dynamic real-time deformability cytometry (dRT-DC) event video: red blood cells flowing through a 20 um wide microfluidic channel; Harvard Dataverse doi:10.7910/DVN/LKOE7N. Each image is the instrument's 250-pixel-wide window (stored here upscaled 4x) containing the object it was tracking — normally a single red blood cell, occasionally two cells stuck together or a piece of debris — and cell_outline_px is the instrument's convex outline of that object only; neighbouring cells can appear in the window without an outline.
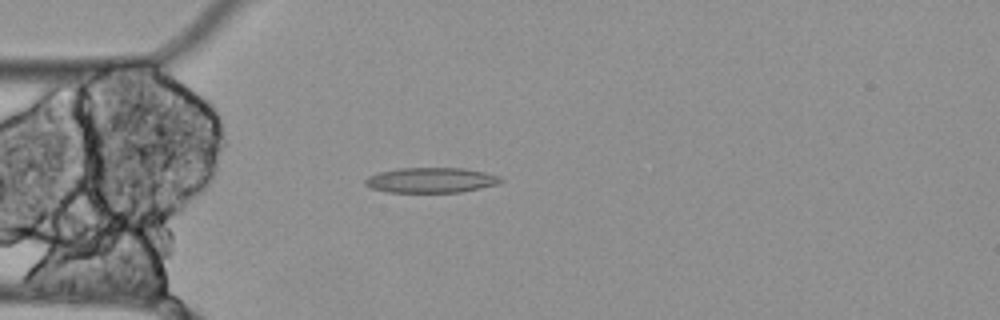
{"species": "Egyptian fruit bat (a non-hibernating species)", "species_latin": "Rousettus aegyptiacus", "temperature_condition": "cold", "stored_images_in_passage": 56, "camera_frame_rate_fps": 3000, "um_per_image_px": 0.085, "animal": {"sex": "female"}, "frame": {"image": 1, "passage_image": 15, "time_ms": 4.667, "image_size_px": [1000, 320], "cell_outline_px": [[504, 180], [500, 184], [460, 192], [388, 192], [372, 188], [364, 184], [364, 180], [368, 176], [380, 172], [396, 168], [464, 168], [484, 172], [500, 176]], "centroid_in_image_um": [36.66, 15.31], "position_along_channel_um": 48.3, "area_um2": 19.94}}
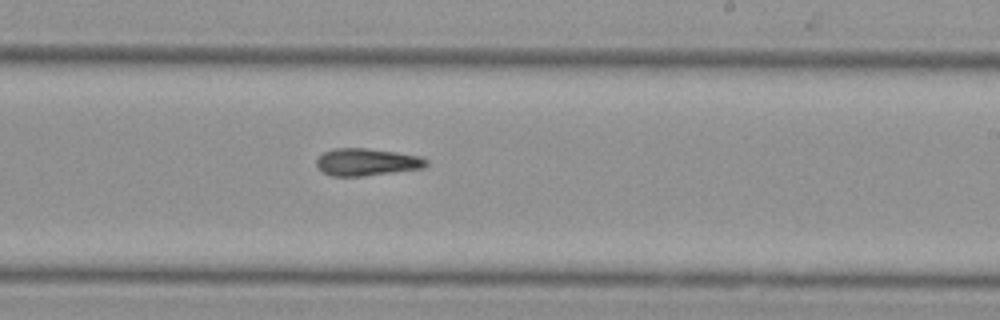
{"frame": {"image": 2, "passage_image": 33, "time_ms": 10.667, "image_size_px": [1000, 320], "cell_outline_px": [[428, 164], [424, 168], [364, 176], [332, 176], [324, 172], [316, 164], [316, 160], [324, 152], [336, 148], [364, 148], [396, 152], [420, 156], [428, 160]], "centroid_in_image_um": [31.2, 13.77], "position_along_channel_um": 257.8, "area_um2": 17.34}}
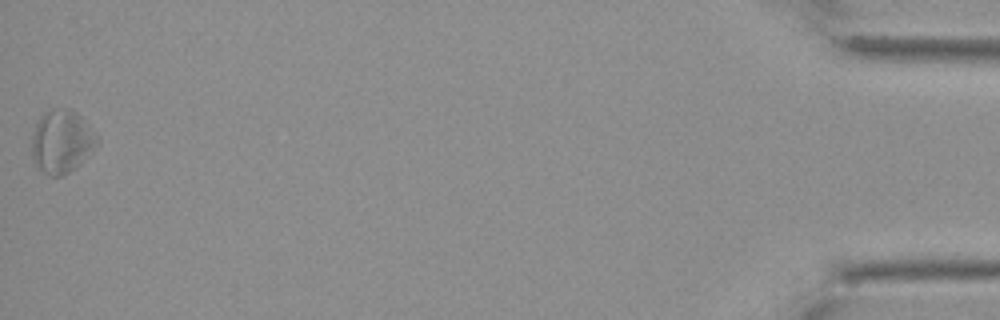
{"frame": {"image": 3, "passage_image": 56, "time_ms": 18.333, "image_size_px": [1000, 320], "cell_outline_px": [[100, 140], [80, 164], [64, 176], [52, 176], [44, 172], [36, 164], [32, 156], [32, 136], [36, 124], [40, 116], [44, 112], [52, 108], [72, 108], [100, 136]], "centroid_in_image_um": [5.26, 12.0], "position_along_channel_um": 429.9, "area_um2": 24.1}}